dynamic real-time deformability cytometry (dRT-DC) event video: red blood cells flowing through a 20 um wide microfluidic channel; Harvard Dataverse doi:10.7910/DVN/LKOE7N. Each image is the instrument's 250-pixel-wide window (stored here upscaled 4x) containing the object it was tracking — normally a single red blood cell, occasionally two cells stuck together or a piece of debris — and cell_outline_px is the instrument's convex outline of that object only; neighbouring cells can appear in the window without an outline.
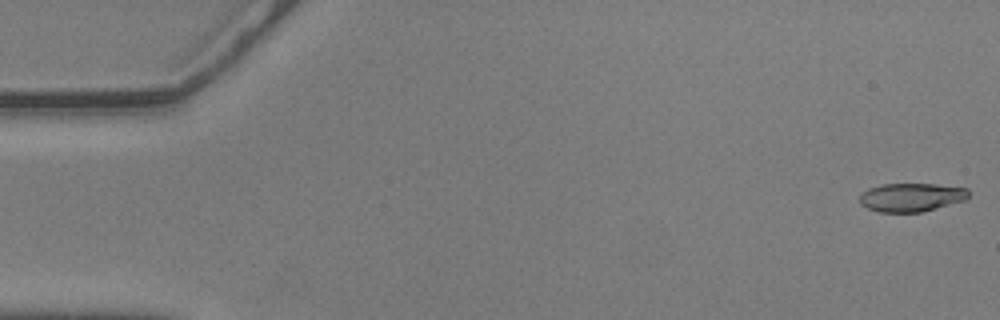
{"species": "common noctule bat (a hibernating species)", "species_latin": "Nyctalus noctula", "temperature_condition": "warm", "stored_images_in_passage": 10, "camera_frame_rate_fps": 3000, "um_per_image_px": 0.085, "animal": {"sex": "male", "body_mass_g": 20.5, "forearm_length_mm": 52.5}, "frame": {"image": 1, "passage_image": 1, "time_ms": 0.0, "image_size_px": [1000, 320], "cell_outline_px": [[968, 196], [964, 200], [936, 208], [920, 212], [876, 212], [860, 204], [860, 192], [868, 188], [884, 184], [936, 184], [968, 188]], "centroid_in_image_um": [77.42, 16.76], "position_along_channel_um": 7.6, "area_um2": 18.09}}